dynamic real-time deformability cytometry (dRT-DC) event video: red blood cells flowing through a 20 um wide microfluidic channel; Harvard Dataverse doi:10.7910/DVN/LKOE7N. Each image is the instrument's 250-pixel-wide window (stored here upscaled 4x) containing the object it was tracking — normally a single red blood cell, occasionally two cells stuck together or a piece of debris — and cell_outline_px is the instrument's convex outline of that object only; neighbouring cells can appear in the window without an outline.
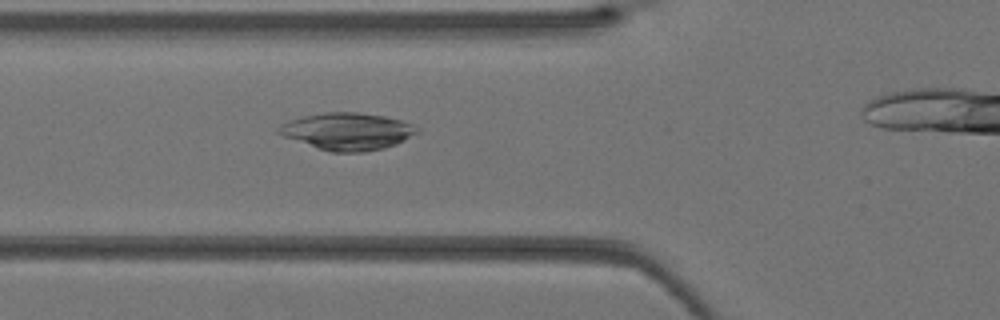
{"species": "Egyptian fruit bat (a non-hibernating species)", "species_latin": "Rousettus aegyptiacus", "temperature_condition": "warm", "stored_images_in_passage": 16, "camera_frame_rate_fps": 3000, "um_per_image_px": 0.085, "animal": {"sex": "female"}, "frame": {"image": 1, "passage_image": 10, "time_ms": 3.0, "image_size_px": [1000, 320], "cell_outline_px": [[420, 132], [396, 144], [384, 148], [364, 152], [332, 152], [284, 136], [276, 132], [276, 128], [280, 124], [288, 120], [304, 116], [324, 112], [360, 112], [384, 116], [400, 120], [412, 124], [420, 128]], "centroid_in_image_um": [29.55, 11.15], "position_along_channel_um": 96.2, "area_um2": 29.88}}
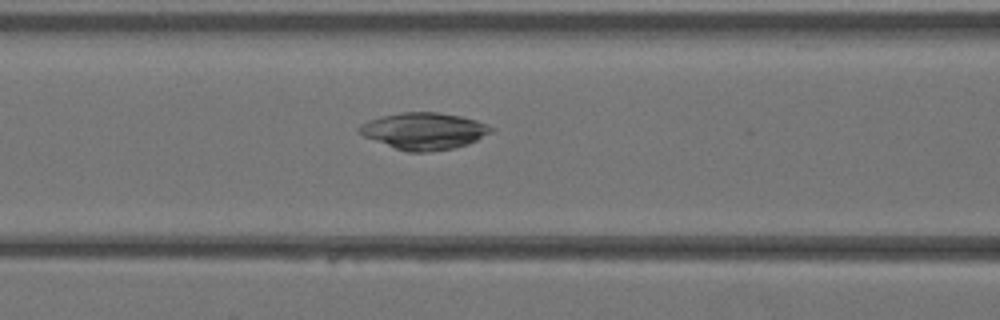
{"frame": {"image": 2, "passage_image": 12, "time_ms": 3.667, "image_size_px": [1000, 320], "cell_outline_px": [[496, 128], [492, 132], [468, 144], [452, 148], [428, 152], [408, 152], [396, 148], [364, 136], [356, 132], [356, 128], [360, 124], [368, 120], [380, 116], [400, 112], [440, 112], [460, 116], [476, 120]], "centroid_in_image_um": [36.02, 11.12], "position_along_channel_um": 130.6, "area_um2": 28.32}}
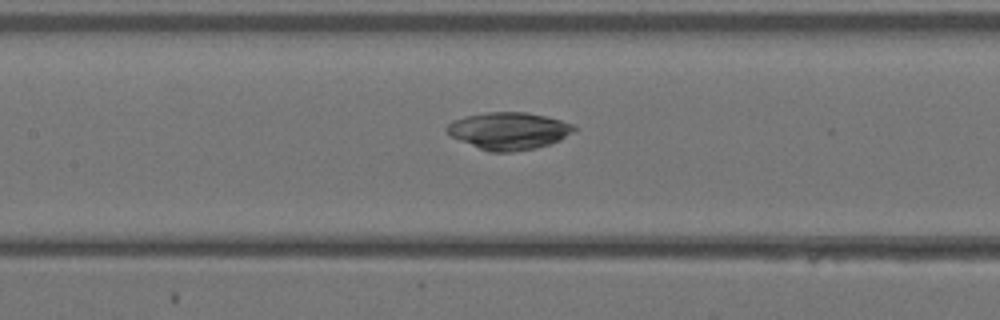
{"frame": {"image": 3, "passage_image": 14, "time_ms": 4.333, "image_size_px": [1000, 320], "cell_outline_px": [[576, 128], [572, 132], [560, 140], [536, 148], [512, 152], [492, 152], [480, 148], [460, 140], [452, 136], [444, 128], [452, 120], [464, 116], [488, 112], [524, 112], [544, 116], [560, 120], [572, 124]], "centroid_in_image_um": [43.22, 11.12], "position_along_channel_um": 164.2, "area_um2": 27.28}}